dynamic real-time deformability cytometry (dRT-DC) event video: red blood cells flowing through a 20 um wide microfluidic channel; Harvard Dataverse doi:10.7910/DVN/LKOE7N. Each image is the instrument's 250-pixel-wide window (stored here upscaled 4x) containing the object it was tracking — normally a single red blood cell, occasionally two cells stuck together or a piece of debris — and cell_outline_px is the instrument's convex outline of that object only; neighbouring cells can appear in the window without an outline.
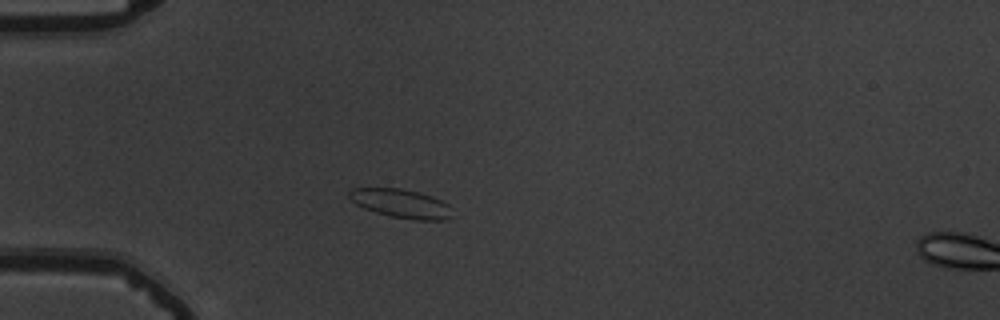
{"species": "common noctule bat (a hibernating species)", "species_latin": "Nyctalus noctula", "temperature_condition": "warm", "stored_images_in_passage": 41, "camera_frame_rate_fps": 3000, "um_per_image_px": 0.085, "animal": {"sex": "male", "body_mass_g": 19.5, "forearm_length_mm": 54.6}, "frame": {"image": 1, "passage_image": 1, "time_ms": 0.0, "image_size_px": [1000, 320], "cell_outline_px": [[452, 216], [444, 220], [416, 220], [388, 216], [364, 208], [356, 204], [348, 196], [348, 192], [352, 188], [400, 188], [420, 192], [432, 196], [448, 204], [452, 208]], "centroid_in_image_um": [34.11, 17.3], "position_along_channel_um": 50.9, "area_um2": 17.4}}
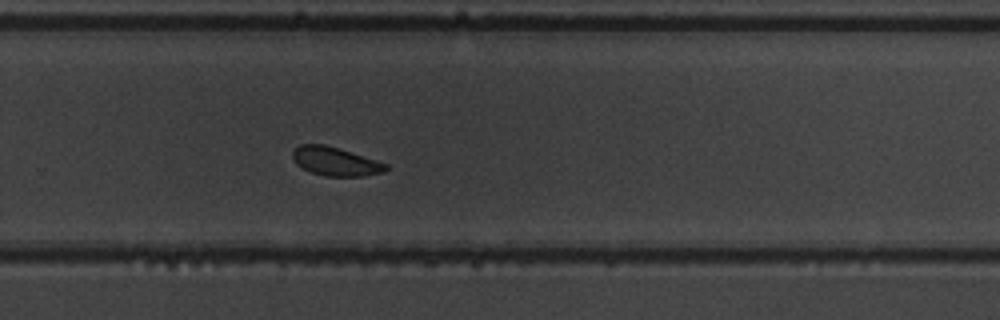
{"frame": {"image": 2, "passage_image": 23, "time_ms": 7.333, "image_size_px": [1000, 320], "cell_outline_px": [[388, 168], [384, 172], [360, 176], [324, 176], [312, 172], [296, 164], [292, 156], [292, 152], [300, 144], [324, 144], [376, 160], [388, 164]], "centroid_in_image_um": [28.5, 13.72], "position_along_channel_um": 301.3, "area_um2": 15.32}}
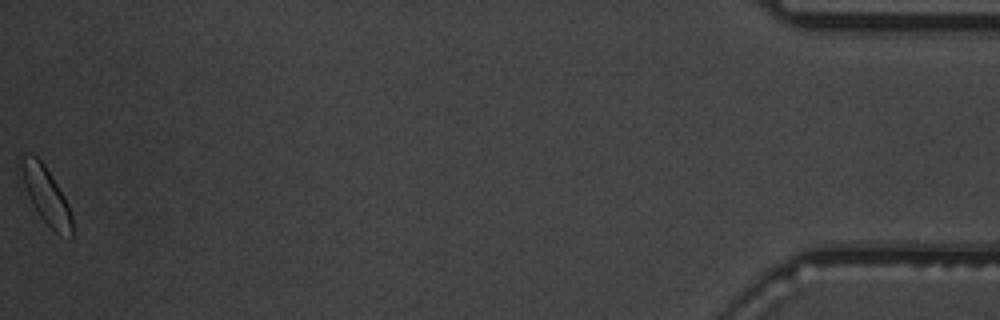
{"frame": {"image": 3, "passage_image": 41, "time_ms": 13.333, "image_size_px": [1000, 320], "cell_outline_px": [[72, 236], [56, 232], [40, 216], [32, 204], [16, 172], [16, 160], [20, 152], [32, 152], [44, 164], [64, 196], [68, 204], [72, 216]], "centroid_in_image_um": [3.76, 16.4], "position_along_channel_um": 431.4, "area_um2": 17.57}, "authors_computed_cell_mechanics": {"area_um2": 16.6464, "velocity_mm_per_s": 3.6536, "shape_relaxation_time_tau1_ms": null, "shape_relaxation_time_tau2_ms": 1.0621, "deformation_change_tau1": null, "deformation_change_tau2": 0.0519}}